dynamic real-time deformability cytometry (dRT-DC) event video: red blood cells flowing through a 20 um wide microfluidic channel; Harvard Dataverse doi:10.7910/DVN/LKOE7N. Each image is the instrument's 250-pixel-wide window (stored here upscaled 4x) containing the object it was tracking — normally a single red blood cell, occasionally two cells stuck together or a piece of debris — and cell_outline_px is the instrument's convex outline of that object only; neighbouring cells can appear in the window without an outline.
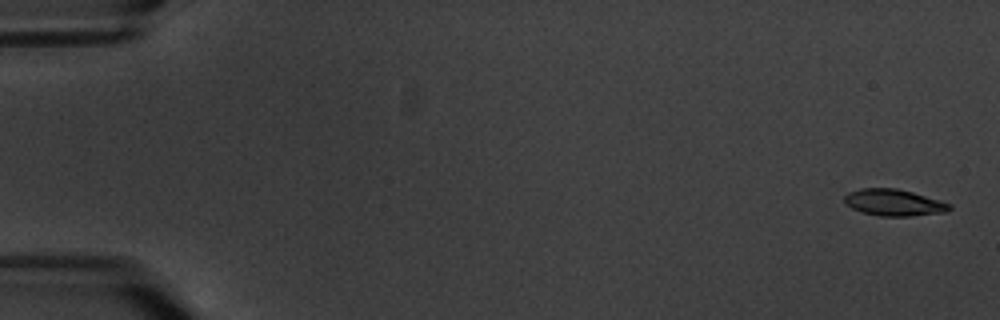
{"species": "common noctule bat (a hibernating species)", "species_latin": "Nyctalus noctula", "temperature_condition": "warm", "stored_images_in_passage": 5, "camera_frame_rate_fps": 3000, "um_per_image_px": 0.085, "animal": {"sex": "male", "body_mass_g": 20.1, "forearm_length_mm": 53.5}, "frame": {"image": 1, "passage_image": 1, "time_ms": 0.0, "image_size_px": [1000, 320], "cell_outline_px": [[952, 208], [948, 212], [912, 216], [880, 216], [860, 212], [844, 204], [844, 196], [848, 192], [860, 188], [896, 188], [912, 192], [952, 204]], "centroid_in_image_um": [75.96, 17.22], "position_along_channel_um": 9.0, "area_um2": 16.47}}